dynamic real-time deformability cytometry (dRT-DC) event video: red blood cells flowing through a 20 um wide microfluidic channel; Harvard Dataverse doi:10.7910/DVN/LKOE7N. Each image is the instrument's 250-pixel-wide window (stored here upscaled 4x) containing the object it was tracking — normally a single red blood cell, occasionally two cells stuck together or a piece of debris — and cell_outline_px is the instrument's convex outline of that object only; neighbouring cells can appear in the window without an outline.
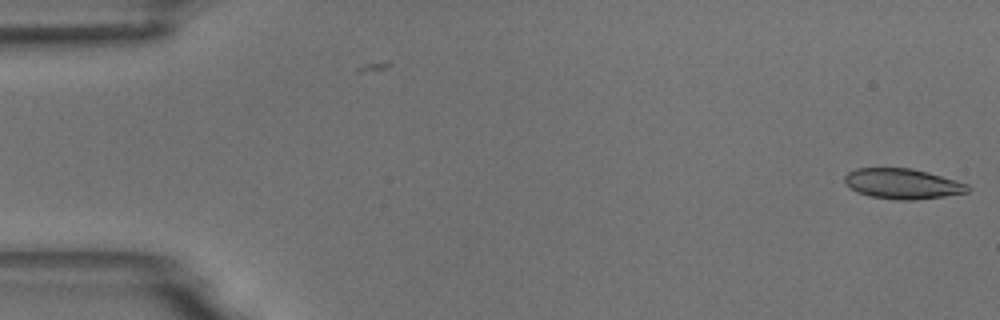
{"species": "common noctule bat (a hibernating species)", "species_latin": "Nyctalus noctula", "temperature_condition": "room temperature", "stored_images_in_passage": 2, "camera_frame_rate_fps": 3000, "um_per_image_px": 0.085, "animal": {"sex": "male", "body_mass_g": 18.8}, "frame": {"image": 1, "passage_image": 2, "time_ms": 1.0, "image_size_px": [1000, 320], "cell_outline_px": [[972, 188], [968, 192], [944, 196], [916, 200], [896, 200], [868, 196], [856, 192], [844, 180], [844, 176], [848, 172], [856, 168], [912, 168], [928, 172], [956, 180], [968, 184]], "centroid_in_image_um": [76.73, 15.62], "position_along_channel_um": 8.3, "area_um2": 21.85}}